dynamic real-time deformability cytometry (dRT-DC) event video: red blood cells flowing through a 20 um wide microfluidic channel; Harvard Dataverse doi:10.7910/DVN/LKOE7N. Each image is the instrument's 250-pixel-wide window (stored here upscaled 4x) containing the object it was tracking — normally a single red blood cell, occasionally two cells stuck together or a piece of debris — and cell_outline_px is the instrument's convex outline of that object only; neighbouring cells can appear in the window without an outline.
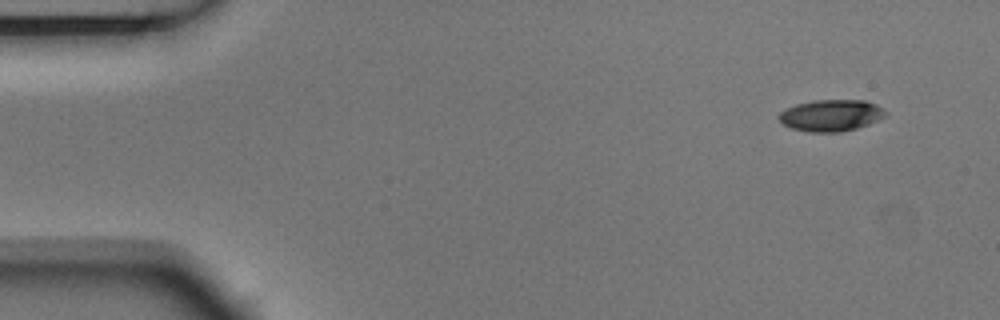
{"species": "Egyptian fruit bat (a non-hibernating species)", "species_latin": "Rousettus aegyptiacus", "temperature_condition": "room temperature", "stored_images_in_passage": 4, "camera_frame_rate_fps": 3000, "um_per_image_px": 0.085, "animal": {"sex": "male"}, "frame": {"image": 1, "passage_image": 1, "time_ms": 0.0, "image_size_px": [1000, 320], "cell_outline_px": [[884, 116], [868, 124], [856, 128], [840, 132], [808, 132], [792, 128], [784, 124], [776, 116], [780, 112], [796, 104], [812, 100], [864, 100], [876, 104], [884, 112]], "centroid_in_image_um": [70.58, 9.8], "position_along_channel_um": 14.4, "area_um2": 19.36}}
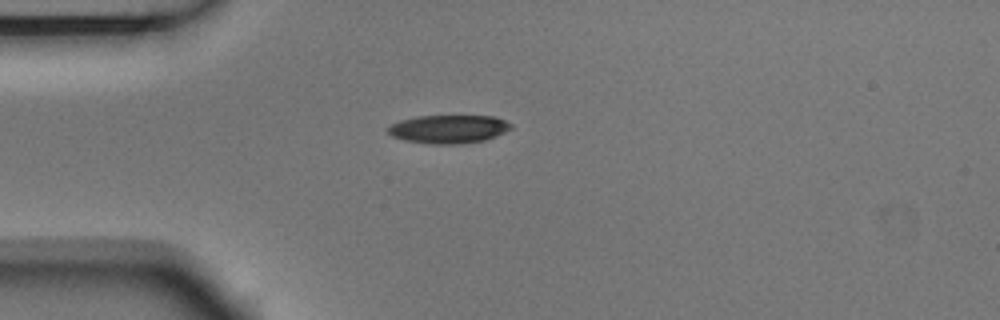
{"frame": {"image": 2, "passage_image": 4, "time_ms": 1.0, "image_size_px": [1000, 320], "cell_outline_px": [[512, 128], [496, 136], [484, 140], [460, 144], [432, 144], [404, 140], [392, 136], [384, 128], [400, 120], [416, 116], [492, 116], [504, 120], [512, 124]], "centroid_in_image_um": [38.1, 10.97], "position_along_channel_um": 46.9, "area_um2": 20.35}}